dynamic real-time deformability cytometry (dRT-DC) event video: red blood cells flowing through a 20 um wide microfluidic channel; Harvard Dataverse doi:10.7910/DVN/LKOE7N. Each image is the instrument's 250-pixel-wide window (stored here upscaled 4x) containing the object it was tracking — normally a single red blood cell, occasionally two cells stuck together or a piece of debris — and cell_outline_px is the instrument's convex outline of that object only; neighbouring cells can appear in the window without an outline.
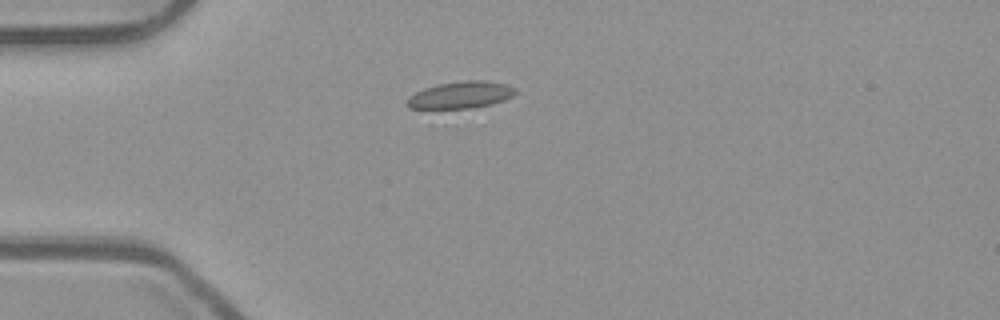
{"species": "common noctule bat (a hibernating species)", "species_latin": "Nyctalus noctula", "temperature_condition": "room temperature", "stored_images_in_passage": 57, "camera_frame_rate_fps": 3000, "um_per_image_px": 0.085, "animal": {"sex": "male", "body_mass_g": 23.1, "forearm_length_mm": 52.7}, "frame": {"image": 1, "passage_image": 18, "time_ms": 5.667, "image_size_px": [1000, 320], "cell_outline_px": [[516, 92], [512, 96], [504, 100], [492, 104], [428, 124], [408, 108], [404, 104], [408, 96], [424, 88], [436, 84], [464, 80], [484, 80], [504, 84], [516, 88]], "centroid_in_image_um": [38.77, 8.37], "position_along_channel_um": 46.2, "area_um2": 21.33}}
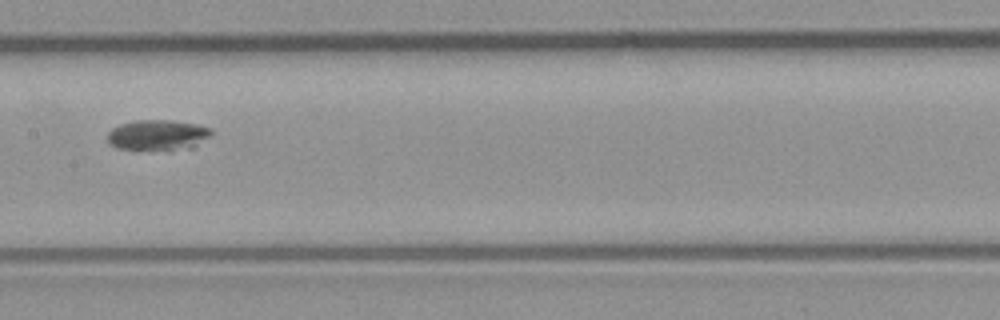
{"frame": {"image": 2, "passage_image": 31, "time_ms": 10.0, "image_size_px": [1000, 320], "cell_outline_px": [[212, 136], [196, 148], [116, 148], [108, 144], [108, 132], [112, 128], [120, 124], [136, 120], [168, 120], [196, 124], [212, 128]], "centroid_in_image_um": [13.46, 11.45], "position_along_channel_um": 193.9, "area_um2": 18.26}}
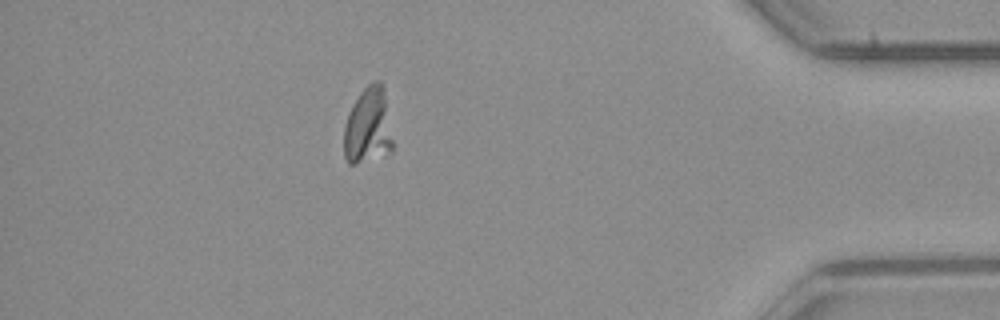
{"frame": {"image": 3, "passage_image": 51, "time_ms": 16.667, "image_size_px": [1000, 320], "cell_outline_px": [[392, 152], [384, 156], [356, 164], [348, 164], [344, 156], [344, 128], [348, 112], [352, 104], [360, 92], [372, 80], [380, 80], [384, 96], [392, 140]], "centroid_in_image_um": [31.25, 10.75], "position_along_channel_um": 404.0, "area_um2": 21.68}}